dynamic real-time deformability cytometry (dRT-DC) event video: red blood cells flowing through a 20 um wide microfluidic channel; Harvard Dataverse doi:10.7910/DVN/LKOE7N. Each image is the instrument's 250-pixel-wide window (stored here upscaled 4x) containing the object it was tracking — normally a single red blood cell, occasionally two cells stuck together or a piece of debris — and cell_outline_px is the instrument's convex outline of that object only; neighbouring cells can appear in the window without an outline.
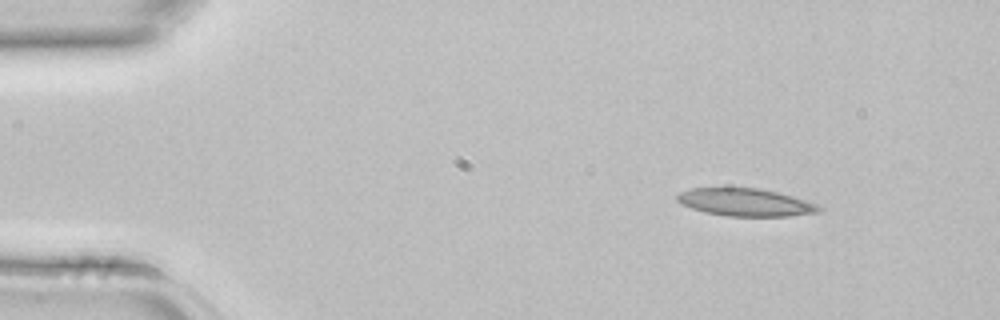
{"species": "common noctule bat (a hibernating species)", "species_latin": "Nyctalus noctula", "temperature_condition": "room temperature", "stored_images_in_passage": 3, "camera_frame_rate_fps": 3000, "um_per_image_px": 0.085, "animal": {"sex": "female", "body_mass_g": 22.7, "forearm_length_mm": 54.2}, "frame": {"image": 1, "passage_image": 1, "time_ms": 0.0, "image_size_px": [1000, 320], "cell_outline_px": [[824, 208], [820, 212], [788, 216], [728, 216], [704, 212], [680, 204], [676, 200], [676, 196], [680, 192], [692, 188], [756, 188], [776, 192], [792, 196], [816, 204]], "centroid_in_image_um": [63.34, 17.2], "position_along_channel_um": 21.7, "area_um2": 22.72}}
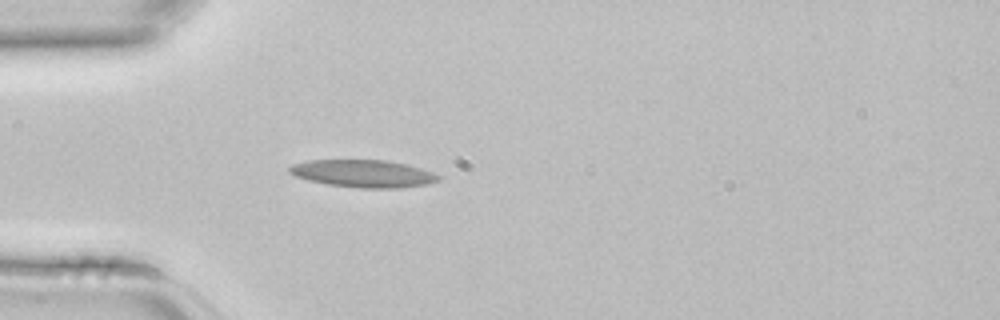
{"frame": {"image": 2, "passage_image": 3, "time_ms": 0.667, "image_size_px": [1000, 320], "cell_outline_px": [[440, 180], [428, 184], [396, 188], [360, 188], [328, 184], [308, 180], [296, 176], [288, 172], [288, 168], [292, 164], [308, 160], [388, 160], [420, 168], [432, 172], [440, 176]], "centroid_in_image_um": [30.86, 14.75], "position_along_channel_um": 54.1, "area_um2": 23.76}}